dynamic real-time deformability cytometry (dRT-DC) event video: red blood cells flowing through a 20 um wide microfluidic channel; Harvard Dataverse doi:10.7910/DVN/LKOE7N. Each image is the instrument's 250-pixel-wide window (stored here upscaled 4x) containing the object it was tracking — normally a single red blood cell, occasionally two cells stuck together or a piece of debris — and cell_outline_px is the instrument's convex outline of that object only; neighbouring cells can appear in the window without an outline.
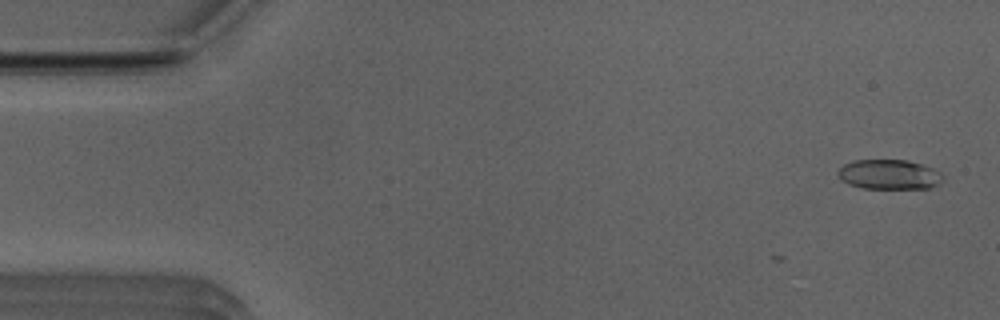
{"species": "Egyptian fruit bat (a non-hibernating species)", "species_latin": "Rousettus aegyptiacus", "temperature_condition": "room temperature", "stored_images_in_passage": 4, "camera_frame_rate_fps": 3000, "um_per_image_px": 0.085, "animal": {"sex": "male"}, "frame": {"image": 1, "passage_image": 2, "time_ms": 0.333, "image_size_px": [1000, 320], "cell_outline_px": [[944, 180], [928, 188], [864, 188], [848, 184], [836, 172], [844, 164], [852, 160], [908, 160], [932, 168], [940, 172], [944, 176]], "centroid_in_image_um": [75.58, 14.82], "position_along_channel_um": 9.4, "area_um2": 18.03}}